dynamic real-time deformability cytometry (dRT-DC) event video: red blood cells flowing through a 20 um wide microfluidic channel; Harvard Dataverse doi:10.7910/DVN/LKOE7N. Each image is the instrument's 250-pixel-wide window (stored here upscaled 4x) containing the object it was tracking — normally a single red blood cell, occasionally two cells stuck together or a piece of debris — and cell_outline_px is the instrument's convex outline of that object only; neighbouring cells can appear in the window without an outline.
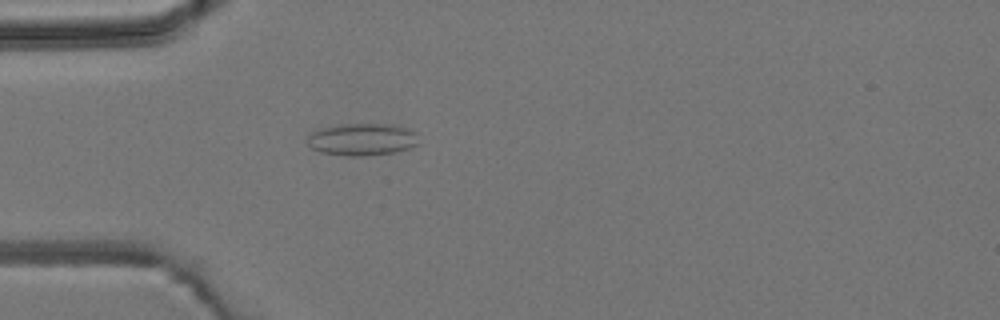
{"species": "common noctule bat (a hibernating species)", "species_latin": "Nyctalus noctula", "temperature_condition": "room temperature", "stored_images_in_passage": 3, "camera_frame_rate_fps": 3000, "um_per_image_px": 0.085, "animal": {"sex": "male", "body_mass_g": 19.2, "forearm_length_mm": 51.8}, "frame": {"image": 1, "passage_image": 3, "time_ms": 2.333, "image_size_px": [1000, 320], "cell_outline_px": [[420, 144], [412, 148], [392, 152], [364, 156], [348, 156], [320, 152], [312, 148], [308, 144], [308, 136], [312, 132], [336, 124], [392, 124], [416, 132]], "centroid_in_image_um": [30.81, 11.85], "position_along_channel_um": 54.2, "area_um2": 20.92}}